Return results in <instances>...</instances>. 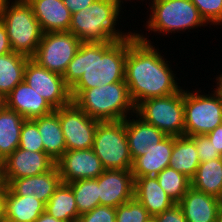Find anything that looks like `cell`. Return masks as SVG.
<instances>
[{"instance_id": "cell-4", "label": "cell", "mask_w": 222, "mask_h": 222, "mask_svg": "<svg viewBox=\"0 0 222 222\" xmlns=\"http://www.w3.org/2000/svg\"><path fill=\"white\" fill-rule=\"evenodd\" d=\"M73 102L99 121L125 120L136 113L126 82L85 89Z\"/></svg>"}, {"instance_id": "cell-21", "label": "cell", "mask_w": 222, "mask_h": 222, "mask_svg": "<svg viewBox=\"0 0 222 222\" xmlns=\"http://www.w3.org/2000/svg\"><path fill=\"white\" fill-rule=\"evenodd\" d=\"M174 145V136H167L158 144L148 146L147 153L137 157L132 164L134 177L157 176L163 169L169 167V161Z\"/></svg>"}, {"instance_id": "cell-12", "label": "cell", "mask_w": 222, "mask_h": 222, "mask_svg": "<svg viewBox=\"0 0 222 222\" xmlns=\"http://www.w3.org/2000/svg\"><path fill=\"white\" fill-rule=\"evenodd\" d=\"M24 81L28 83L55 110L72 102L70 88L62 75L51 72L29 58L24 70Z\"/></svg>"}, {"instance_id": "cell-27", "label": "cell", "mask_w": 222, "mask_h": 222, "mask_svg": "<svg viewBox=\"0 0 222 222\" xmlns=\"http://www.w3.org/2000/svg\"><path fill=\"white\" fill-rule=\"evenodd\" d=\"M45 212L64 222H77L80 214L69 184L61 182L45 204Z\"/></svg>"}, {"instance_id": "cell-5", "label": "cell", "mask_w": 222, "mask_h": 222, "mask_svg": "<svg viewBox=\"0 0 222 222\" xmlns=\"http://www.w3.org/2000/svg\"><path fill=\"white\" fill-rule=\"evenodd\" d=\"M13 52L32 58L42 39V29L33 8L25 0H6L0 9Z\"/></svg>"}, {"instance_id": "cell-26", "label": "cell", "mask_w": 222, "mask_h": 222, "mask_svg": "<svg viewBox=\"0 0 222 222\" xmlns=\"http://www.w3.org/2000/svg\"><path fill=\"white\" fill-rule=\"evenodd\" d=\"M24 120L20 114L7 107L0 112V162L19 147Z\"/></svg>"}, {"instance_id": "cell-6", "label": "cell", "mask_w": 222, "mask_h": 222, "mask_svg": "<svg viewBox=\"0 0 222 222\" xmlns=\"http://www.w3.org/2000/svg\"><path fill=\"white\" fill-rule=\"evenodd\" d=\"M149 3L150 14L144 25L149 34L166 36L208 26L191 0H151Z\"/></svg>"}, {"instance_id": "cell-2", "label": "cell", "mask_w": 222, "mask_h": 222, "mask_svg": "<svg viewBox=\"0 0 222 222\" xmlns=\"http://www.w3.org/2000/svg\"><path fill=\"white\" fill-rule=\"evenodd\" d=\"M127 37L110 42H82L63 78L72 102L85 90L125 82Z\"/></svg>"}, {"instance_id": "cell-30", "label": "cell", "mask_w": 222, "mask_h": 222, "mask_svg": "<svg viewBox=\"0 0 222 222\" xmlns=\"http://www.w3.org/2000/svg\"><path fill=\"white\" fill-rule=\"evenodd\" d=\"M75 196L78 213L92 211L100 205L97 178L81 179L69 183Z\"/></svg>"}, {"instance_id": "cell-34", "label": "cell", "mask_w": 222, "mask_h": 222, "mask_svg": "<svg viewBox=\"0 0 222 222\" xmlns=\"http://www.w3.org/2000/svg\"><path fill=\"white\" fill-rule=\"evenodd\" d=\"M207 24H222V0H191Z\"/></svg>"}, {"instance_id": "cell-44", "label": "cell", "mask_w": 222, "mask_h": 222, "mask_svg": "<svg viewBox=\"0 0 222 222\" xmlns=\"http://www.w3.org/2000/svg\"><path fill=\"white\" fill-rule=\"evenodd\" d=\"M6 107V97L0 93V112Z\"/></svg>"}, {"instance_id": "cell-9", "label": "cell", "mask_w": 222, "mask_h": 222, "mask_svg": "<svg viewBox=\"0 0 222 222\" xmlns=\"http://www.w3.org/2000/svg\"><path fill=\"white\" fill-rule=\"evenodd\" d=\"M136 114L167 136H184V89L140 102L136 106Z\"/></svg>"}, {"instance_id": "cell-48", "label": "cell", "mask_w": 222, "mask_h": 222, "mask_svg": "<svg viewBox=\"0 0 222 222\" xmlns=\"http://www.w3.org/2000/svg\"><path fill=\"white\" fill-rule=\"evenodd\" d=\"M5 2H6V0H0V9Z\"/></svg>"}, {"instance_id": "cell-38", "label": "cell", "mask_w": 222, "mask_h": 222, "mask_svg": "<svg viewBox=\"0 0 222 222\" xmlns=\"http://www.w3.org/2000/svg\"><path fill=\"white\" fill-rule=\"evenodd\" d=\"M12 52L5 25L0 20V56Z\"/></svg>"}, {"instance_id": "cell-25", "label": "cell", "mask_w": 222, "mask_h": 222, "mask_svg": "<svg viewBox=\"0 0 222 222\" xmlns=\"http://www.w3.org/2000/svg\"><path fill=\"white\" fill-rule=\"evenodd\" d=\"M199 164L200 160L194 141L188 136H174L169 167L192 179L196 174Z\"/></svg>"}, {"instance_id": "cell-32", "label": "cell", "mask_w": 222, "mask_h": 222, "mask_svg": "<svg viewBox=\"0 0 222 222\" xmlns=\"http://www.w3.org/2000/svg\"><path fill=\"white\" fill-rule=\"evenodd\" d=\"M151 219L148 211L135 197L116 207V222H149Z\"/></svg>"}, {"instance_id": "cell-3", "label": "cell", "mask_w": 222, "mask_h": 222, "mask_svg": "<svg viewBox=\"0 0 222 222\" xmlns=\"http://www.w3.org/2000/svg\"><path fill=\"white\" fill-rule=\"evenodd\" d=\"M122 9V4L118 0H94L86 9L72 14L69 32L81 42L121 40L132 33L121 32L116 28L119 26L118 19L122 17Z\"/></svg>"}, {"instance_id": "cell-10", "label": "cell", "mask_w": 222, "mask_h": 222, "mask_svg": "<svg viewBox=\"0 0 222 222\" xmlns=\"http://www.w3.org/2000/svg\"><path fill=\"white\" fill-rule=\"evenodd\" d=\"M81 43L69 31L43 33L32 59L47 70L63 76Z\"/></svg>"}, {"instance_id": "cell-33", "label": "cell", "mask_w": 222, "mask_h": 222, "mask_svg": "<svg viewBox=\"0 0 222 222\" xmlns=\"http://www.w3.org/2000/svg\"><path fill=\"white\" fill-rule=\"evenodd\" d=\"M18 148L33 152H44L42 137L37 124L32 119H25L23 122Z\"/></svg>"}, {"instance_id": "cell-24", "label": "cell", "mask_w": 222, "mask_h": 222, "mask_svg": "<svg viewBox=\"0 0 222 222\" xmlns=\"http://www.w3.org/2000/svg\"><path fill=\"white\" fill-rule=\"evenodd\" d=\"M38 127L42 137L44 152L57 162L66 151L64 135L58 114L52 113L32 119Z\"/></svg>"}, {"instance_id": "cell-1", "label": "cell", "mask_w": 222, "mask_h": 222, "mask_svg": "<svg viewBox=\"0 0 222 222\" xmlns=\"http://www.w3.org/2000/svg\"><path fill=\"white\" fill-rule=\"evenodd\" d=\"M134 31L127 36L124 71L125 82L134 105L179 92L183 87L179 86V78L171 69V63L169 65L159 48L145 37L147 33L144 35Z\"/></svg>"}, {"instance_id": "cell-37", "label": "cell", "mask_w": 222, "mask_h": 222, "mask_svg": "<svg viewBox=\"0 0 222 222\" xmlns=\"http://www.w3.org/2000/svg\"><path fill=\"white\" fill-rule=\"evenodd\" d=\"M154 222H187L181 207L175 204L168 210L152 218Z\"/></svg>"}, {"instance_id": "cell-23", "label": "cell", "mask_w": 222, "mask_h": 222, "mask_svg": "<svg viewBox=\"0 0 222 222\" xmlns=\"http://www.w3.org/2000/svg\"><path fill=\"white\" fill-rule=\"evenodd\" d=\"M45 211V204L34 194L13 195L5 187V222H35Z\"/></svg>"}, {"instance_id": "cell-17", "label": "cell", "mask_w": 222, "mask_h": 222, "mask_svg": "<svg viewBox=\"0 0 222 222\" xmlns=\"http://www.w3.org/2000/svg\"><path fill=\"white\" fill-rule=\"evenodd\" d=\"M6 107L16 111L24 119H34L54 111L49 103L24 80L7 96Z\"/></svg>"}, {"instance_id": "cell-36", "label": "cell", "mask_w": 222, "mask_h": 222, "mask_svg": "<svg viewBox=\"0 0 222 222\" xmlns=\"http://www.w3.org/2000/svg\"><path fill=\"white\" fill-rule=\"evenodd\" d=\"M77 222H116V208L99 205L83 213Z\"/></svg>"}, {"instance_id": "cell-28", "label": "cell", "mask_w": 222, "mask_h": 222, "mask_svg": "<svg viewBox=\"0 0 222 222\" xmlns=\"http://www.w3.org/2000/svg\"><path fill=\"white\" fill-rule=\"evenodd\" d=\"M191 186L201 192L222 200V159H213L199 164Z\"/></svg>"}, {"instance_id": "cell-19", "label": "cell", "mask_w": 222, "mask_h": 222, "mask_svg": "<svg viewBox=\"0 0 222 222\" xmlns=\"http://www.w3.org/2000/svg\"><path fill=\"white\" fill-rule=\"evenodd\" d=\"M33 12L43 33L69 31L72 14L63 0H25Z\"/></svg>"}, {"instance_id": "cell-15", "label": "cell", "mask_w": 222, "mask_h": 222, "mask_svg": "<svg viewBox=\"0 0 222 222\" xmlns=\"http://www.w3.org/2000/svg\"><path fill=\"white\" fill-rule=\"evenodd\" d=\"M100 205L116 208L134 197L131 170L105 169L97 177Z\"/></svg>"}, {"instance_id": "cell-45", "label": "cell", "mask_w": 222, "mask_h": 222, "mask_svg": "<svg viewBox=\"0 0 222 222\" xmlns=\"http://www.w3.org/2000/svg\"><path fill=\"white\" fill-rule=\"evenodd\" d=\"M5 188V183L3 180V175H2V166L0 162V192Z\"/></svg>"}, {"instance_id": "cell-39", "label": "cell", "mask_w": 222, "mask_h": 222, "mask_svg": "<svg viewBox=\"0 0 222 222\" xmlns=\"http://www.w3.org/2000/svg\"><path fill=\"white\" fill-rule=\"evenodd\" d=\"M94 0H63L64 5L70 10L71 14L86 9Z\"/></svg>"}, {"instance_id": "cell-46", "label": "cell", "mask_w": 222, "mask_h": 222, "mask_svg": "<svg viewBox=\"0 0 222 222\" xmlns=\"http://www.w3.org/2000/svg\"><path fill=\"white\" fill-rule=\"evenodd\" d=\"M217 222H222V205H221V208H220V210H219Z\"/></svg>"}, {"instance_id": "cell-41", "label": "cell", "mask_w": 222, "mask_h": 222, "mask_svg": "<svg viewBox=\"0 0 222 222\" xmlns=\"http://www.w3.org/2000/svg\"><path fill=\"white\" fill-rule=\"evenodd\" d=\"M215 86H212L213 88H211L216 94L217 96L222 100V72H220V74H218L216 76V79H215Z\"/></svg>"}, {"instance_id": "cell-16", "label": "cell", "mask_w": 222, "mask_h": 222, "mask_svg": "<svg viewBox=\"0 0 222 222\" xmlns=\"http://www.w3.org/2000/svg\"><path fill=\"white\" fill-rule=\"evenodd\" d=\"M62 182L57 165L50 171L31 177L4 180L5 187L13 194L26 196L34 194L46 204Z\"/></svg>"}, {"instance_id": "cell-7", "label": "cell", "mask_w": 222, "mask_h": 222, "mask_svg": "<svg viewBox=\"0 0 222 222\" xmlns=\"http://www.w3.org/2000/svg\"><path fill=\"white\" fill-rule=\"evenodd\" d=\"M92 149L105 169L131 170L133 159L128 145L125 120L99 121Z\"/></svg>"}, {"instance_id": "cell-42", "label": "cell", "mask_w": 222, "mask_h": 222, "mask_svg": "<svg viewBox=\"0 0 222 222\" xmlns=\"http://www.w3.org/2000/svg\"><path fill=\"white\" fill-rule=\"evenodd\" d=\"M0 222H5V188L0 192Z\"/></svg>"}, {"instance_id": "cell-20", "label": "cell", "mask_w": 222, "mask_h": 222, "mask_svg": "<svg viewBox=\"0 0 222 222\" xmlns=\"http://www.w3.org/2000/svg\"><path fill=\"white\" fill-rule=\"evenodd\" d=\"M125 130L133 161L147 153L148 146L158 144L167 137L165 133L145 122L136 113L125 119Z\"/></svg>"}, {"instance_id": "cell-13", "label": "cell", "mask_w": 222, "mask_h": 222, "mask_svg": "<svg viewBox=\"0 0 222 222\" xmlns=\"http://www.w3.org/2000/svg\"><path fill=\"white\" fill-rule=\"evenodd\" d=\"M55 165L56 162L45 152L17 148L1 162L3 180L40 175L50 171Z\"/></svg>"}, {"instance_id": "cell-43", "label": "cell", "mask_w": 222, "mask_h": 222, "mask_svg": "<svg viewBox=\"0 0 222 222\" xmlns=\"http://www.w3.org/2000/svg\"><path fill=\"white\" fill-rule=\"evenodd\" d=\"M35 222H64L58 219H55L51 215H49L47 212H43L36 220Z\"/></svg>"}, {"instance_id": "cell-47", "label": "cell", "mask_w": 222, "mask_h": 222, "mask_svg": "<svg viewBox=\"0 0 222 222\" xmlns=\"http://www.w3.org/2000/svg\"><path fill=\"white\" fill-rule=\"evenodd\" d=\"M118 1H119L121 4H123V3H124L123 1H125V2L130 1V2H132L133 0H132V1H131V0H118ZM137 1H138V0H137ZM141 1H143V2H144L145 0H141Z\"/></svg>"}, {"instance_id": "cell-11", "label": "cell", "mask_w": 222, "mask_h": 222, "mask_svg": "<svg viewBox=\"0 0 222 222\" xmlns=\"http://www.w3.org/2000/svg\"><path fill=\"white\" fill-rule=\"evenodd\" d=\"M54 111L59 116L66 150H86L93 147L99 120L88 116L74 102Z\"/></svg>"}, {"instance_id": "cell-14", "label": "cell", "mask_w": 222, "mask_h": 222, "mask_svg": "<svg viewBox=\"0 0 222 222\" xmlns=\"http://www.w3.org/2000/svg\"><path fill=\"white\" fill-rule=\"evenodd\" d=\"M63 183L81 179L97 178L105 170L92 148L86 150H66L56 162Z\"/></svg>"}, {"instance_id": "cell-29", "label": "cell", "mask_w": 222, "mask_h": 222, "mask_svg": "<svg viewBox=\"0 0 222 222\" xmlns=\"http://www.w3.org/2000/svg\"><path fill=\"white\" fill-rule=\"evenodd\" d=\"M29 57L10 52L0 56V93L5 97L24 80V70Z\"/></svg>"}, {"instance_id": "cell-22", "label": "cell", "mask_w": 222, "mask_h": 222, "mask_svg": "<svg viewBox=\"0 0 222 222\" xmlns=\"http://www.w3.org/2000/svg\"><path fill=\"white\" fill-rule=\"evenodd\" d=\"M134 179V197L152 218L176 204L161 188L156 176L134 177Z\"/></svg>"}, {"instance_id": "cell-31", "label": "cell", "mask_w": 222, "mask_h": 222, "mask_svg": "<svg viewBox=\"0 0 222 222\" xmlns=\"http://www.w3.org/2000/svg\"><path fill=\"white\" fill-rule=\"evenodd\" d=\"M156 178L161 188L176 204L191 187V179L171 167L163 169Z\"/></svg>"}, {"instance_id": "cell-40", "label": "cell", "mask_w": 222, "mask_h": 222, "mask_svg": "<svg viewBox=\"0 0 222 222\" xmlns=\"http://www.w3.org/2000/svg\"><path fill=\"white\" fill-rule=\"evenodd\" d=\"M210 139L215 149L222 154V124L218 125L213 131L206 134Z\"/></svg>"}, {"instance_id": "cell-18", "label": "cell", "mask_w": 222, "mask_h": 222, "mask_svg": "<svg viewBox=\"0 0 222 222\" xmlns=\"http://www.w3.org/2000/svg\"><path fill=\"white\" fill-rule=\"evenodd\" d=\"M177 204L187 222H217L222 200L191 186Z\"/></svg>"}, {"instance_id": "cell-8", "label": "cell", "mask_w": 222, "mask_h": 222, "mask_svg": "<svg viewBox=\"0 0 222 222\" xmlns=\"http://www.w3.org/2000/svg\"><path fill=\"white\" fill-rule=\"evenodd\" d=\"M184 118V136L206 135L222 124V100L214 91L184 89Z\"/></svg>"}, {"instance_id": "cell-35", "label": "cell", "mask_w": 222, "mask_h": 222, "mask_svg": "<svg viewBox=\"0 0 222 222\" xmlns=\"http://www.w3.org/2000/svg\"><path fill=\"white\" fill-rule=\"evenodd\" d=\"M190 138L196 145L200 163L221 158V154L206 135H193Z\"/></svg>"}]
</instances>
